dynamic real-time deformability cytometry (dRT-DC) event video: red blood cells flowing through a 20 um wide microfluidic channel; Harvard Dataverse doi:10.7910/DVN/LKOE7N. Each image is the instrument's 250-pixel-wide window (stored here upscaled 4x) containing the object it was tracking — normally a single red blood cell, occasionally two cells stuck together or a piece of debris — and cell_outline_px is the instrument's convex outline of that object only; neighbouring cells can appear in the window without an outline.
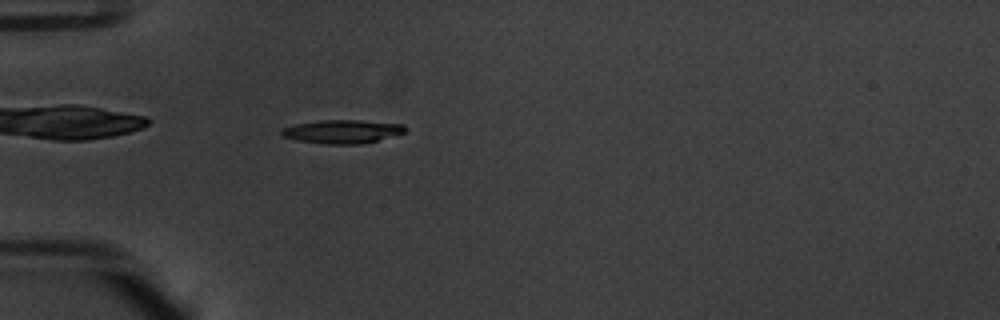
{"species": "common noctule bat (a hibernating species)", "species_latin": "Nyctalus noctula", "temperature_condition": "warm", "stored_images_in_passage": 54, "camera_frame_rate_fps": 3000, "um_per_image_px": 0.085, "animal": {"sex": "male", "body_mass_g": 20.1, "forearm_length_mm": 53.5}, "frame": {"image": 1, "passage_image": 17, "time_ms": 5.333, "image_size_px": [1000, 320], "cell_outline_px": [[408, 128], [404, 132], [376, 140], [360, 144], [324, 144], [300, 140], [284, 136], [280, 132], [280, 128], [296, 124], [320, 120], [360, 120], [404, 124]], "centroid_in_image_um": [29.09, 11.17], "position_along_channel_um": 55.9, "area_um2": 16.76}}
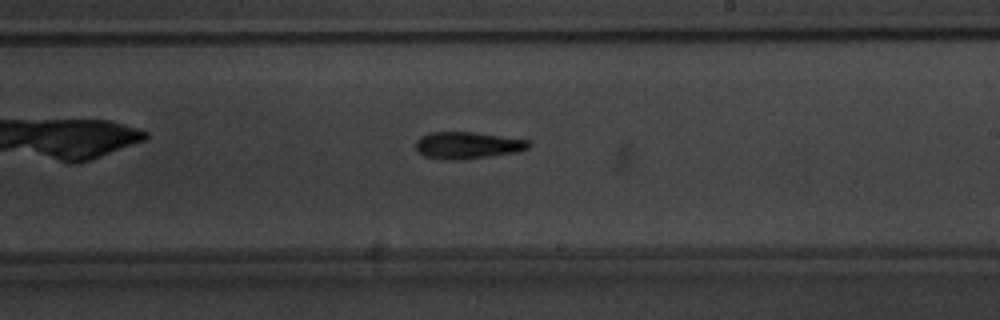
{"frame": {"image": 2, "passage_image": 33, "time_ms": 10.667, "image_size_px": [1000, 320], "cell_outline_px": [[528, 148], [516, 152], [488, 156], [452, 160], [440, 160], [424, 156], [416, 148], [416, 140], [420, 136], [428, 132], [472, 132], [528, 140]], "centroid_in_image_um": [39.66, 12.35], "position_along_channel_um": 249.3, "area_um2": 17.46}}
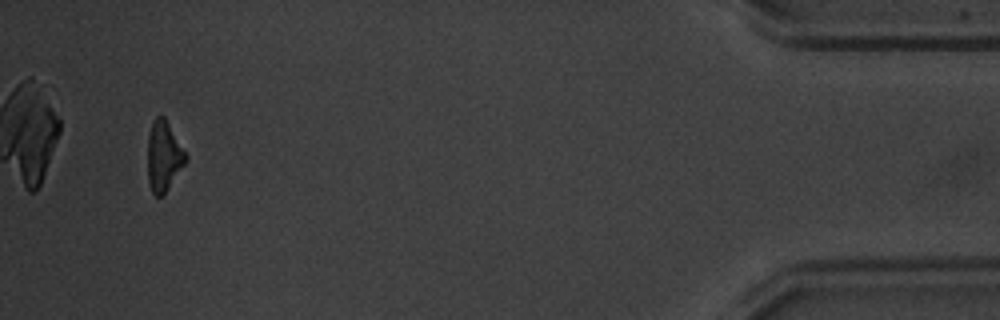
{"frame": {"image": 3, "passage_image": 52, "time_ms": 17.0, "image_size_px": [1000, 320], "cell_outline_px": [[188, 160], [164, 196], [156, 196], [152, 192], [148, 180], [148, 136], [152, 120], [156, 116], [164, 116], [188, 156]], "centroid_in_image_um": [13.93, 13.3], "position_along_channel_um": 421.3, "area_um2": 15.78}, "authors_computed_cell_mechanics": {"area_um2": 16.5597, "velocity_mm_per_s": 3.8054, "shape_relaxation_time_tau1_ms": 2.7448, "shape_relaxation_time_tau2_ms": 8.1691, "deformation_change_tau1": 0.1403, "deformation_change_tau2": 0.2278}}